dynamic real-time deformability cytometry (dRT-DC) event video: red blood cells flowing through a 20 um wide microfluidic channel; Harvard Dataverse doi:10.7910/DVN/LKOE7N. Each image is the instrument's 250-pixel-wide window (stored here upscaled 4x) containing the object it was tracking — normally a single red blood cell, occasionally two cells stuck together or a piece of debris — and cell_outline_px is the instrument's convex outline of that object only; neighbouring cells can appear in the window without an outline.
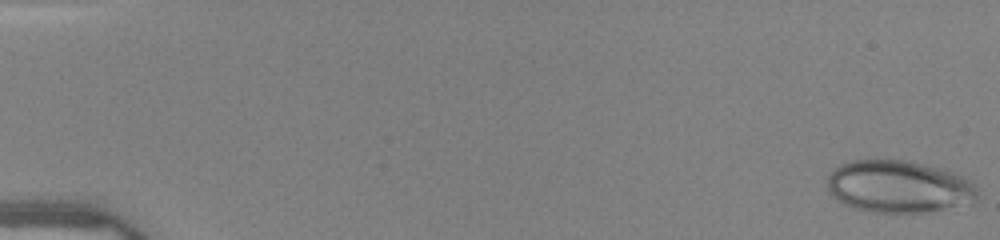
{"species": "human", "species_latin": "Homo sapiens", "temperature_condition": "warm", "stored_images_in_passage": 15, "camera_frame_rate_fps": 3000, "um_per_image_px": 0.085, "donor": {"sex": "female"}, "frame": {"image": 1, "passage_image": 1, "time_ms": 0.0, "image_size_px": [1000, 240], "cell_outline_px": [[980, 192], [976, 200], [972, 204], [924, 212], [872, 212], [852, 208], [836, 200], [832, 196], [828, 188], [828, 176], [840, 164], [852, 160], [908, 160], [928, 164], [944, 168], [972, 180], [976, 184]], "centroid_in_image_um": [76.47, 15.86], "position_along_channel_um": 8.5, "area_um2": 46.47}}